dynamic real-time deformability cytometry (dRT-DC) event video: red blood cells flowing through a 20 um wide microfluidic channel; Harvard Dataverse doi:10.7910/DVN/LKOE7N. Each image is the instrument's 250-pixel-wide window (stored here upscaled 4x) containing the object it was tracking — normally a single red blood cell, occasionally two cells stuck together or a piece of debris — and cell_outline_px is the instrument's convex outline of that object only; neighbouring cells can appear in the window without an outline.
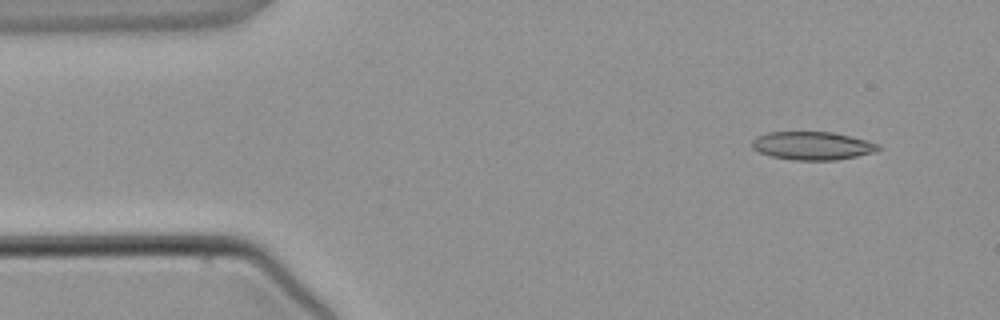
{"species": "common noctule bat (a hibernating species)", "species_latin": "Nyctalus noctula", "temperature_condition": "warm", "stored_images_in_passage": 4, "camera_frame_rate_fps": 3000, "um_per_image_px": 0.085, "animal": {"sex": "male", "body_mass_g": 21.5, "forearm_length_mm": 52.0}, "frame": {"image": 1, "passage_image": 2, "time_ms": 1.0, "image_size_px": [1000, 320], "cell_outline_px": [[884, 148], [876, 152], [836, 160], [792, 160], [772, 156], [760, 152], [752, 148], [752, 140], [756, 136], [768, 132], [832, 132], [852, 136], [880, 144]], "centroid_in_image_um": [69.1, 12.38], "position_along_channel_um": 15.9, "area_um2": 20.92}}
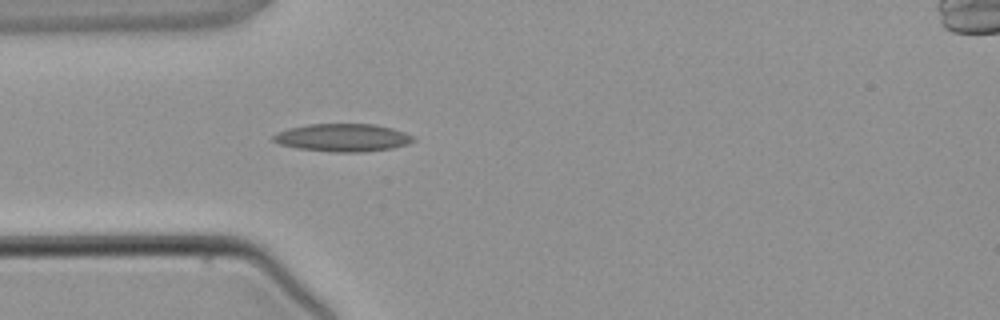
{"frame": {"image": 2, "passage_image": 4, "time_ms": 3.667, "image_size_px": [1000, 320], "cell_outline_px": [[416, 140], [408, 144], [392, 148], [364, 152], [332, 152], [296, 148], [280, 144], [272, 140], [272, 136], [276, 132], [288, 128], [308, 124], [372, 124], [392, 128], [404, 132], [412, 136]], "centroid_in_image_um": [29.11, 11.7], "position_along_channel_um": 55.9, "area_um2": 22.77}}